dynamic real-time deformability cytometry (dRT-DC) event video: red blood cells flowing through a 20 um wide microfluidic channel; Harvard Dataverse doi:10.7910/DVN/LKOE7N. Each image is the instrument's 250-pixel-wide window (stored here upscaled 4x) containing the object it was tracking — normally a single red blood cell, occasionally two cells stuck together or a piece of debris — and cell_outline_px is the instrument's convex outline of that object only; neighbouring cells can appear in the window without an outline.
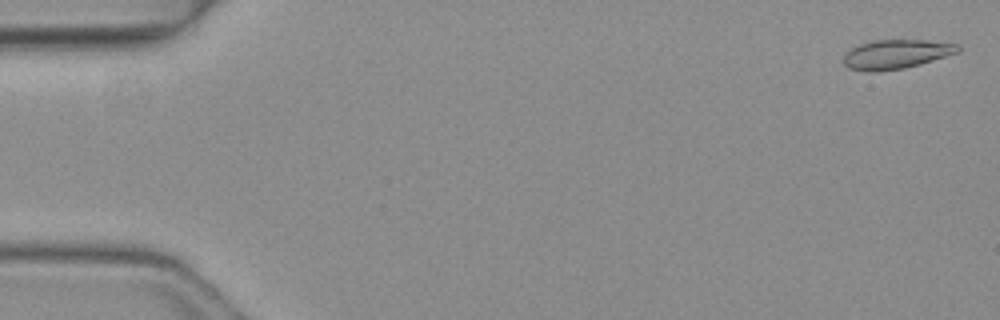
{"species": "common noctule bat (a hibernating species)", "species_latin": "Nyctalus noctula", "temperature_condition": "warm", "stored_images_in_passage": 4, "camera_frame_rate_fps": 3000, "um_per_image_px": 0.085, "animal": {"sex": "female", "body_mass_g": 19.3, "forearm_length_mm": 54.1}, "frame": {"image": 1, "passage_image": 1, "time_ms": 0.0, "image_size_px": [1000, 320], "cell_outline_px": [[960, 52], [920, 64], [904, 68], [880, 72], [868, 72], [848, 68], [844, 64], [844, 56], [852, 48], [860, 44], [872, 40], [928, 40], [960, 44]], "centroid_in_image_um": [76.2, 4.61], "position_along_channel_um": 8.8, "area_um2": 19.59}}
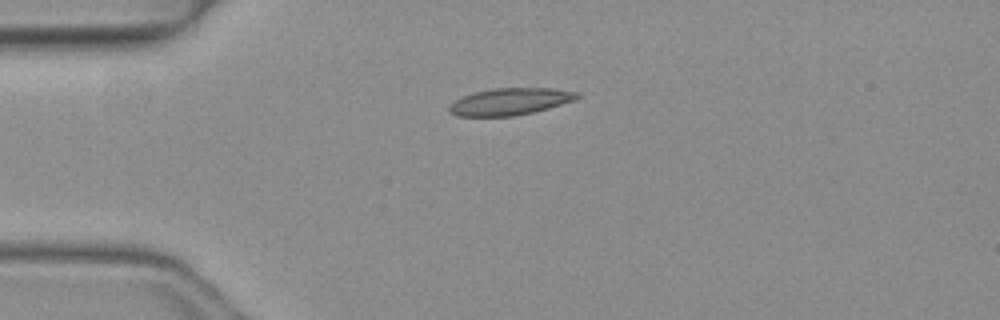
{"frame": {"image": 2, "passage_image": 4, "time_ms": 1.0, "image_size_px": [1000, 320], "cell_outline_px": [[580, 96], [576, 100], [548, 108], [532, 112], [512, 116], [456, 116], [448, 112], [448, 104], [464, 96], [476, 92], [496, 88], [552, 88], [580, 92]], "centroid_in_image_um": [43.36, 8.63], "position_along_channel_um": 41.6, "area_um2": 20.06}}